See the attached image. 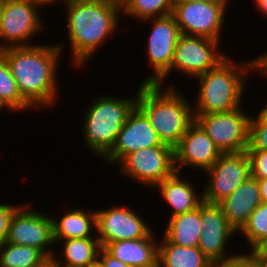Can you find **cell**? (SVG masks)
I'll return each mask as SVG.
<instances>
[{"instance_id":"1","label":"cell","mask_w":267,"mask_h":267,"mask_svg":"<svg viewBox=\"0 0 267 267\" xmlns=\"http://www.w3.org/2000/svg\"><path fill=\"white\" fill-rule=\"evenodd\" d=\"M58 45V46H57ZM63 44L31 45L1 50L21 96L34 107L53 105L57 89V66Z\"/></svg>"},{"instance_id":"2","label":"cell","mask_w":267,"mask_h":267,"mask_svg":"<svg viewBox=\"0 0 267 267\" xmlns=\"http://www.w3.org/2000/svg\"><path fill=\"white\" fill-rule=\"evenodd\" d=\"M68 41L78 68L117 30L122 5L113 0H66Z\"/></svg>"},{"instance_id":"3","label":"cell","mask_w":267,"mask_h":267,"mask_svg":"<svg viewBox=\"0 0 267 267\" xmlns=\"http://www.w3.org/2000/svg\"><path fill=\"white\" fill-rule=\"evenodd\" d=\"M162 87L141 84L136 106L147 116L162 143L175 148L194 121L193 106L173 85L165 90Z\"/></svg>"},{"instance_id":"4","label":"cell","mask_w":267,"mask_h":267,"mask_svg":"<svg viewBox=\"0 0 267 267\" xmlns=\"http://www.w3.org/2000/svg\"><path fill=\"white\" fill-rule=\"evenodd\" d=\"M252 71V62H237L227 56L216 67L194 79H198L197 101L194 115L229 112L241 106L247 73Z\"/></svg>"},{"instance_id":"5","label":"cell","mask_w":267,"mask_h":267,"mask_svg":"<svg viewBox=\"0 0 267 267\" xmlns=\"http://www.w3.org/2000/svg\"><path fill=\"white\" fill-rule=\"evenodd\" d=\"M135 94L130 99L103 95L92 101L82 123L84 143L90 152L105 157L112 150L128 114L136 106L138 92Z\"/></svg>"},{"instance_id":"6","label":"cell","mask_w":267,"mask_h":267,"mask_svg":"<svg viewBox=\"0 0 267 267\" xmlns=\"http://www.w3.org/2000/svg\"><path fill=\"white\" fill-rule=\"evenodd\" d=\"M242 107L229 112L194 115L222 154L247 151L250 115Z\"/></svg>"},{"instance_id":"7","label":"cell","mask_w":267,"mask_h":267,"mask_svg":"<svg viewBox=\"0 0 267 267\" xmlns=\"http://www.w3.org/2000/svg\"><path fill=\"white\" fill-rule=\"evenodd\" d=\"M38 8L39 5L31 0H9L3 3L0 20V40L3 44H0V51L33 45L26 41L44 28Z\"/></svg>"},{"instance_id":"8","label":"cell","mask_w":267,"mask_h":267,"mask_svg":"<svg viewBox=\"0 0 267 267\" xmlns=\"http://www.w3.org/2000/svg\"><path fill=\"white\" fill-rule=\"evenodd\" d=\"M153 19V20H152ZM153 22V28L148 38L147 51L149 65L153 67L154 73L144 79L142 84H158L162 86L164 80L168 79L175 47L182 35L175 17L170 14L164 17L148 18L142 21Z\"/></svg>"},{"instance_id":"9","label":"cell","mask_w":267,"mask_h":267,"mask_svg":"<svg viewBox=\"0 0 267 267\" xmlns=\"http://www.w3.org/2000/svg\"><path fill=\"white\" fill-rule=\"evenodd\" d=\"M127 178H134L142 185L154 188L176 172L174 148L153 146L128 154L120 163ZM151 186V187H150Z\"/></svg>"},{"instance_id":"10","label":"cell","mask_w":267,"mask_h":267,"mask_svg":"<svg viewBox=\"0 0 267 267\" xmlns=\"http://www.w3.org/2000/svg\"><path fill=\"white\" fill-rule=\"evenodd\" d=\"M227 3L174 1L172 15L183 35L220 41Z\"/></svg>"},{"instance_id":"11","label":"cell","mask_w":267,"mask_h":267,"mask_svg":"<svg viewBox=\"0 0 267 267\" xmlns=\"http://www.w3.org/2000/svg\"><path fill=\"white\" fill-rule=\"evenodd\" d=\"M205 172L209 181L203 186V201L219 204L251 176L248 152L222 154Z\"/></svg>"},{"instance_id":"12","label":"cell","mask_w":267,"mask_h":267,"mask_svg":"<svg viewBox=\"0 0 267 267\" xmlns=\"http://www.w3.org/2000/svg\"><path fill=\"white\" fill-rule=\"evenodd\" d=\"M29 206L23 204L16 209L9 223L5 242L37 248L51 260L55 253L53 248H47L55 244L53 218L45 213L32 211Z\"/></svg>"},{"instance_id":"13","label":"cell","mask_w":267,"mask_h":267,"mask_svg":"<svg viewBox=\"0 0 267 267\" xmlns=\"http://www.w3.org/2000/svg\"><path fill=\"white\" fill-rule=\"evenodd\" d=\"M219 42L207 37L182 34L175 47L170 72L176 69L193 79L208 72L227 57L220 52Z\"/></svg>"},{"instance_id":"14","label":"cell","mask_w":267,"mask_h":267,"mask_svg":"<svg viewBox=\"0 0 267 267\" xmlns=\"http://www.w3.org/2000/svg\"><path fill=\"white\" fill-rule=\"evenodd\" d=\"M95 230L102 248L112 242L141 239L151 232L142 217L125 206L96 210Z\"/></svg>"},{"instance_id":"15","label":"cell","mask_w":267,"mask_h":267,"mask_svg":"<svg viewBox=\"0 0 267 267\" xmlns=\"http://www.w3.org/2000/svg\"><path fill=\"white\" fill-rule=\"evenodd\" d=\"M169 146L163 144L147 116L135 106L128 114L112 150L104 157L111 164L121 162L128 154L142 148Z\"/></svg>"},{"instance_id":"16","label":"cell","mask_w":267,"mask_h":267,"mask_svg":"<svg viewBox=\"0 0 267 267\" xmlns=\"http://www.w3.org/2000/svg\"><path fill=\"white\" fill-rule=\"evenodd\" d=\"M201 237L198 248L212 262L222 261L236 255L226 256V245L235 230L229 225L219 204L201 203ZM226 256V257H225Z\"/></svg>"},{"instance_id":"17","label":"cell","mask_w":267,"mask_h":267,"mask_svg":"<svg viewBox=\"0 0 267 267\" xmlns=\"http://www.w3.org/2000/svg\"><path fill=\"white\" fill-rule=\"evenodd\" d=\"M221 155L212 139L194 120L174 148L176 172L180 173V168L185 165L206 171Z\"/></svg>"},{"instance_id":"18","label":"cell","mask_w":267,"mask_h":267,"mask_svg":"<svg viewBox=\"0 0 267 267\" xmlns=\"http://www.w3.org/2000/svg\"><path fill=\"white\" fill-rule=\"evenodd\" d=\"M261 203L258 181L250 176L219 205L229 225L238 233Z\"/></svg>"},{"instance_id":"19","label":"cell","mask_w":267,"mask_h":267,"mask_svg":"<svg viewBox=\"0 0 267 267\" xmlns=\"http://www.w3.org/2000/svg\"><path fill=\"white\" fill-rule=\"evenodd\" d=\"M153 232L136 240L108 243L104 249L115 259L131 267H149L158 261V245Z\"/></svg>"},{"instance_id":"20","label":"cell","mask_w":267,"mask_h":267,"mask_svg":"<svg viewBox=\"0 0 267 267\" xmlns=\"http://www.w3.org/2000/svg\"><path fill=\"white\" fill-rule=\"evenodd\" d=\"M191 182L181 179L179 172L165 178L154 188H159L162 198L168 203L172 212L170 217L189 212L201 205L203 195L196 193Z\"/></svg>"},{"instance_id":"21","label":"cell","mask_w":267,"mask_h":267,"mask_svg":"<svg viewBox=\"0 0 267 267\" xmlns=\"http://www.w3.org/2000/svg\"><path fill=\"white\" fill-rule=\"evenodd\" d=\"M64 242L61 256L56 254L51 258L54 267H94L98 262V254L102 248L98 238H73L61 240Z\"/></svg>"},{"instance_id":"22","label":"cell","mask_w":267,"mask_h":267,"mask_svg":"<svg viewBox=\"0 0 267 267\" xmlns=\"http://www.w3.org/2000/svg\"><path fill=\"white\" fill-rule=\"evenodd\" d=\"M164 236L174 244L198 247L201 237V205L189 212L169 217Z\"/></svg>"},{"instance_id":"23","label":"cell","mask_w":267,"mask_h":267,"mask_svg":"<svg viewBox=\"0 0 267 267\" xmlns=\"http://www.w3.org/2000/svg\"><path fill=\"white\" fill-rule=\"evenodd\" d=\"M52 221L55 244L73 238H97L91 235L92 228L96 229V211L84 212L83 208L69 210L60 221L54 218Z\"/></svg>"},{"instance_id":"24","label":"cell","mask_w":267,"mask_h":267,"mask_svg":"<svg viewBox=\"0 0 267 267\" xmlns=\"http://www.w3.org/2000/svg\"><path fill=\"white\" fill-rule=\"evenodd\" d=\"M158 261L162 267H211L208 259L198 247H184L171 243L165 236L158 241Z\"/></svg>"},{"instance_id":"25","label":"cell","mask_w":267,"mask_h":267,"mask_svg":"<svg viewBox=\"0 0 267 267\" xmlns=\"http://www.w3.org/2000/svg\"><path fill=\"white\" fill-rule=\"evenodd\" d=\"M50 262L37 248L8 242L0 245V267H46Z\"/></svg>"},{"instance_id":"26","label":"cell","mask_w":267,"mask_h":267,"mask_svg":"<svg viewBox=\"0 0 267 267\" xmlns=\"http://www.w3.org/2000/svg\"><path fill=\"white\" fill-rule=\"evenodd\" d=\"M0 108L22 111L33 107L21 96L5 55L0 51ZM18 110V111H17Z\"/></svg>"},{"instance_id":"27","label":"cell","mask_w":267,"mask_h":267,"mask_svg":"<svg viewBox=\"0 0 267 267\" xmlns=\"http://www.w3.org/2000/svg\"><path fill=\"white\" fill-rule=\"evenodd\" d=\"M175 0H126L122 4L123 15L138 18L164 17L172 14Z\"/></svg>"},{"instance_id":"28","label":"cell","mask_w":267,"mask_h":267,"mask_svg":"<svg viewBox=\"0 0 267 267\" xmlns=\"http://www.w3.org/2000/svg\"><path fill=\"white\" fill-rule=\"evenodd\" d=\"M246 240L251 252L267 242V202H262L251 214L247 223L239 231Z\"/></svg>"},{"instance_id":"29","label":"cell","mask_w":267,"mask_h":267,"mask_svg":"<svg viewBox=\"0 0 267 267\" xmlns=\"http://www.w3.org/2000/svg\"><path fill=\"white\" fill-rule=\"evenodd\" d=\"M247 150L267 151V124L253 116L249 122V145Z\"/></svg>"},{"instance_id":"30","label":"cell","mask_w":267,"mask_h":267,"mask_svg":"<svg viewBox=\"0 0 267 267\" xmlns=\"http://www.w3.org/2000/svg\"><path fill=\"white\" fill-rule=\"evenodd\" d=\"M251 161V176L255 179L267 178V151L247 150Z\"/></svg>"},{"instance_id":"31","label":"cell","mask_w":267,"mask_h":267,"mask_svg":"<svg viewBox=\"0 0 267 267\" xmlns=\"http://www.w3.org/2000/svg\"><path fill=\"white\" fill-rule=\"evenodd\" d=\"M211 267H260L253 252L250 254H237L231 258L213 262Z\"/></svg>"},{"instance_id":"32","label":"cell","mask_w":267,"mask_h":267,"mask_svg":"<svg viewBox=\"0 0 267 267\" xmlns=\"http://www.w3.org/2000/svg\"><path fill=\"white\" fill-rule=\"evenodd\" d=\"M19 206L0 203V245L5 242L12 215Z\"/></svg>"},{"instance_id":"33","label":"cell","mask_w":267,"mask_h":267,"mask_svg":"<svg viewBox=\"0 0 267 267\" xmlns=\"http://www.w3.org/2000/svg\"><path fill=\"white\" fill-rule=\"evenodd\" d=\"M97 266L99 267H131L118 259H115L104 248H101L98 254Z\"/></svg>"},{"instance_id":"34","label":"cell","mask_w":267,"mask_h":267,"mask_svg":"<svg viewBox=\"0 0 267 267\" xmlns=\"http://www.w3.org/2000/svg\"><path fill=\"white\" fill-rule=\"evenodd\" d=\"M251 62H252V71L255 72V70L257 69L267 78V53H264L259 57L257 56L256 58H253Z\"/></svg>"},{"instance_id":"35","label":"cell","mask_w":267,"mask_h":267,"mask_svg":"<svg viewBox=\"0 0 267 267\" xmlns=\"http://www.w3.org/2000/svg\"><path fill=\"white\" fill-rule=\"evenodd\" d=\"M259 263L260 267H267V242L260 244L255 250L252 251Z\"/></svg>"},{"instance_id":"36","label":"cell","mask_w":267,"mask_h":267,"mask_svg":"<svg viewBox=\"0 0 267 267\" xmlns=\"http://www.w3.org/2000/svg\"><path fill=\"white\" fill-rule=\"evenodd\" d=\"M262 202H267V178L257 179Z\"/></svg>"},{"instance_id":"37","label":"cell","mask_w":267,"mask_h":267,"mask_svg":"<svg viewBox=\"0 0 267 267\" xmlns=\"http://www.w3.org/2000/svg\"><path fill=\"white\" fill-rule=\"evenodd\" d=\"M254 2L258 8V11H262V13L267 16V0H254Z\"/></svg>"},{"instance_id":"38","label":"cell","mask_w":267,"mask_h":267,"mask_svg":"<svg viewBox=\"0 0 267 267\" xmlns=\"http://www.w3.org/2000/svg\"><path fill=\"white\" fill-rule=\"evenodd\" d=\"M256 116L262 123L267 124V105L259 110V113Z\"/></svg>"},{"instance_id":"39","label":"cell","mask_w":267,"mask_h":267,"mask_svg":"<svg viewBox=\"0 0 267 267\" xmlns=\"http://www.w3.org/2000/svg\"><path fill=\"white\" fill-rule=\"evenodd\" d=\"M32 2H35L36 4H38L40 7H44L47 6L48 4L50 5L51 3L53 4V2H55L56 0H31ZM66 1V0H65Z\"/></svg>"},{"instance_id":"40","label":"cell","mask_w":267,"mask_h":267,"mask_svg":"<svg viewBox=\"0 0 267 267\" xmlns=\"http://www.w3.org/2000/svg\"><path fill=\"white\" fill-rule=\"evenodd\" d=\"M175 1H186V2H229V0H175Z\"/></svg>"},{"instance_id":"41","label":"cell","mask_w":267,"mask_h":267,"mask_svg":"<svg viewBox=\"0 0 267 267\" xmlns=\"http://www.w3.org/2000/svg\"><path fill=\"white\" fill-rule=\"evenodd\" d=\"M149 267H162V265L160 264L159 261H157L156 263H154L153 265H151Z\"/></svg>"},{"instance_id":"42","label":"cell","mask_w":267,"mask_h":267,"mask_svg":"<svg viewBox=\"0 0 267 267\" xmlns=\"http://www.w3.org/2000/svg\"><path fill=\"white\" fill-rule=\"evenodd\" d=\"M113 1L119 3L120 5H122L126 0H113Z\"/></svg>"},{"instance_id":"43","label":"cell","mask_w":267,"mask_h":267,"mask_svg":"<svg viewBox=\"0 0 267 267\" xmlns=\"http://www.w3.org/2000/svg\"><path fill=\"white\" fill-rule=\"evenodd\" d=\"M2 8H3V2H0V20H1V15H2Z\"/></svg>"},{"instance_id":"44","label":"cell","mask_w":267,"mask_h":267,"mask_svg":"<svg viewBox=\"0 0 267 267\" xmlns=\"http://www.w3.org/2000/svg\"><path fill=\"white\" fill-rule=\"evenodd\" d=\"M46 267H54L52 263L50 262Z\"/></svg>"},{"instance_id":"45","label":"cell","mask_w":267,"mask_h":267,"mask_svg":"<svg viewBox=\"0 0 267 267\" xmlns=\"http://www.w3.org/2000/svg\"><path fill=\"white\" fill-rule=\"evenodd\" d=\"M7 1H9V0H0V2H3V3L7 2Z\"/></svg>"}]
</instances>
